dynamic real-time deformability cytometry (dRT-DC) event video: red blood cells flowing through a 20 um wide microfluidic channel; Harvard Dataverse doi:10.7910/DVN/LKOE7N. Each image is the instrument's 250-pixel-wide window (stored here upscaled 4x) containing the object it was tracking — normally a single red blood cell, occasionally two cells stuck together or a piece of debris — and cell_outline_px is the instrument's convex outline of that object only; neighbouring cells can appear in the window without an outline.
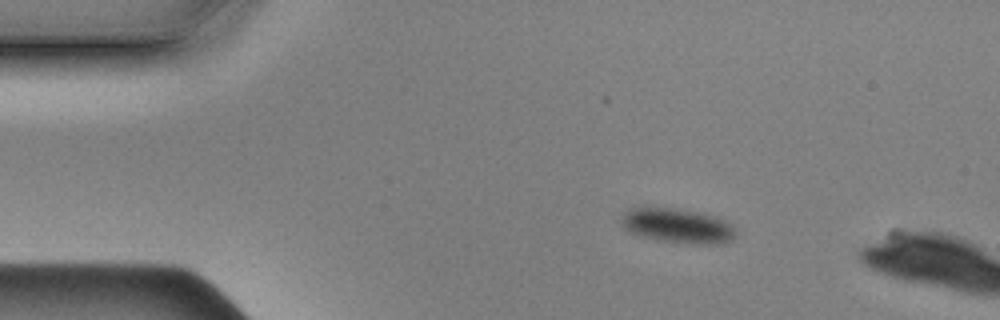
{"species": "Egyptian fruit bat (a non-hibernating species)", "species_latin": "Rousettus aegyptiacus", "temperature_condition": "cold", "stored_images_in_passage": 4, "camera_frame_rate_fps": 3000, "um_per_image_px": 0.085, "animal": {"sex": "male"}, "frame": {"image": 1, "passage_image": 1, "time_ms": 0.0, "image_size_px": [1000, 320], "cell_outline_px": [[736, 236], [728, 240], [716, 244], [692, 244], [660, 240], [640, 236], [628, 232], [616, 220], [628, 208], [644, 204], [672, 208], [696, 212], [716, 216], [732, 224]], "centroid_in_image_um": [57.44, 19.14], "position_along_channel_um": 27.6, "area_um2": 23.81}}